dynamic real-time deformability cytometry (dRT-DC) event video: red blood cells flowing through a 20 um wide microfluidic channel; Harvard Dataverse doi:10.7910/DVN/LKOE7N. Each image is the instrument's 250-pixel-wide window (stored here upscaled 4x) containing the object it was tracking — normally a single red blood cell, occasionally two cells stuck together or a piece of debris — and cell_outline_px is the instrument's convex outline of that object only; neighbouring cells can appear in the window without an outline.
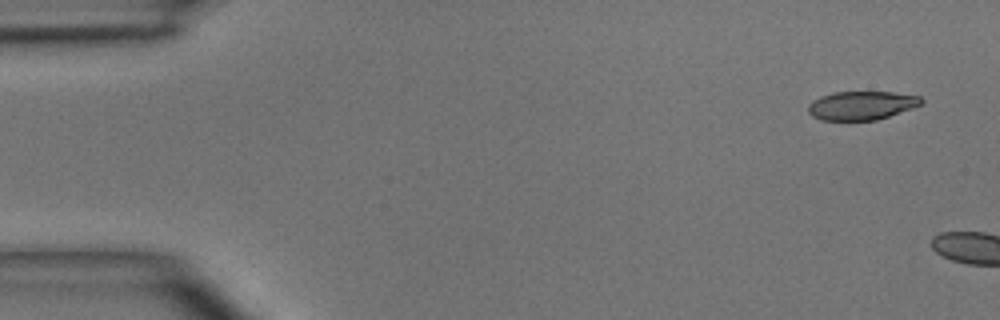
{"species": "common noctule bat (a hibernating species)", "species_latin": "Nyctalus noctula", "temperature_condition": "room temperature", "stored_images_in_passage": 2, "camera_frame_rate_fps": 3000, "um_per_image_px": 0.085, "animal": {"sex": "male", "body_mass_g": 15.6}, "frame": {"image": 1, "passage_image": 1, "time_ms": 0.0, "image_size_px": [1000, 320], "cell_outline_px": [[924, 100], [920, 104], [912, 108], [876, 120], [820, 120], [812, 116], [808, 112], [808, 104], [812, 100], [820, 96], [832, 92], [892, 92], [920, 96]], "centroid_in_image_um": [73.19, 8.96], "position_along_channel_um": 11.8, "area_um2": 18.9}}